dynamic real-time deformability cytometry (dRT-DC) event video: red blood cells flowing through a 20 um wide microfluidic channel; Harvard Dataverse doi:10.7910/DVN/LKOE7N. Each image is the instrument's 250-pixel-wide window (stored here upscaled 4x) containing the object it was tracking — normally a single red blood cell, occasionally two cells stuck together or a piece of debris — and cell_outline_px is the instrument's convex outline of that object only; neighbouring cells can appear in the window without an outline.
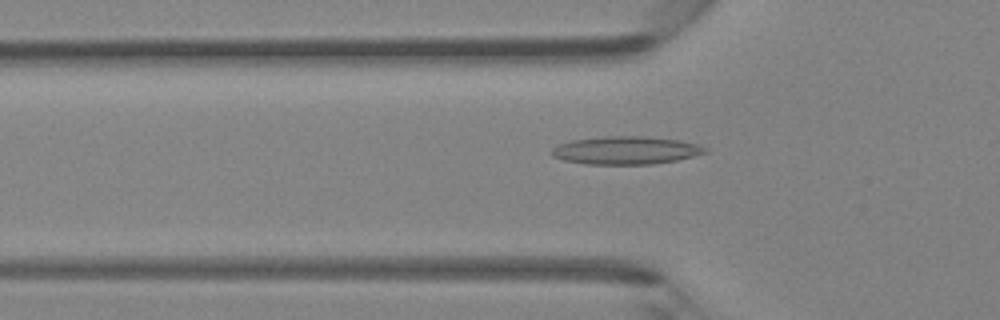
{"species": "Egyptian fruit bat (a non-hibernating species)", "species_latin": "Rousettus aegyptiacus", "temperature_condition": "room temperature", "stored_images_in_passage": 45, "camera_frame_rate_fps": 3000, "um_per_image_px": 0.085, "animal": {"sex": "female"}, "frame": {"image": 1, "passage_image": 15, "time_ms": 4.667, "image_size_px": [1000, 320], "cell_outline_px": [[708, 152], [676, 160], [652, 164], [584, 164], [564, 160], [552, 156], [552, 148], [560, 144], [572, 140], [604, 136], [644, 136], [680, 140], [700, 144], [708, 148]], "centroid_in_image_um": [53.23, 12.77], "position_along_channel_um": 72.6, "area_um2": 25.03}}
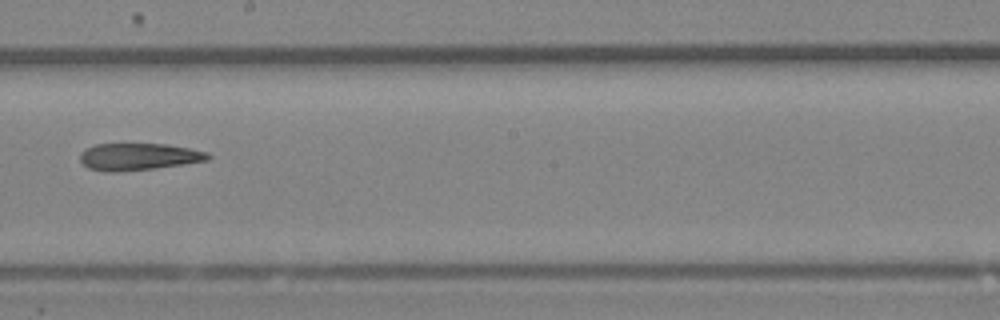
{"frame": {"image": 2, "passage_image": 26, "time_ms": 8.333, "image_size_px": [1000, 320], "cell_outline_px": [[212, 156], [208, 160], [184, 164], [156, 168], [112, 172], [104, 172], [88, 168], [80, 160], [80, 152], [96, 144], [168, 144], [208, 152]], "centroid_in_image_um": [11.79, 13.32], "position_along_channel_um": 236.4, "area_um2": 20.11}}
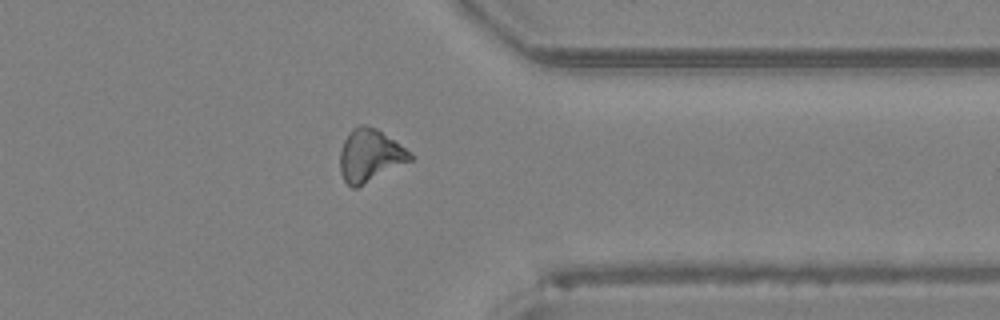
{"frame": {"image": 3, "passage_image": 36, "time_ms": 11.667, "image_size_px": [1000, 320], "cell_outline_px": [[412, 160], [356, 188], [352, 188], [344, 180], [340, 172], [340, 152], [344, 140], [352, 128], [360, 124], [364, 124], [376, 128], [404, 148], [412, 156]], "centroid_in_image_um": [31.4, 13.22], "position_along_channel_um": 380.0, "area_um2": 21.1}}